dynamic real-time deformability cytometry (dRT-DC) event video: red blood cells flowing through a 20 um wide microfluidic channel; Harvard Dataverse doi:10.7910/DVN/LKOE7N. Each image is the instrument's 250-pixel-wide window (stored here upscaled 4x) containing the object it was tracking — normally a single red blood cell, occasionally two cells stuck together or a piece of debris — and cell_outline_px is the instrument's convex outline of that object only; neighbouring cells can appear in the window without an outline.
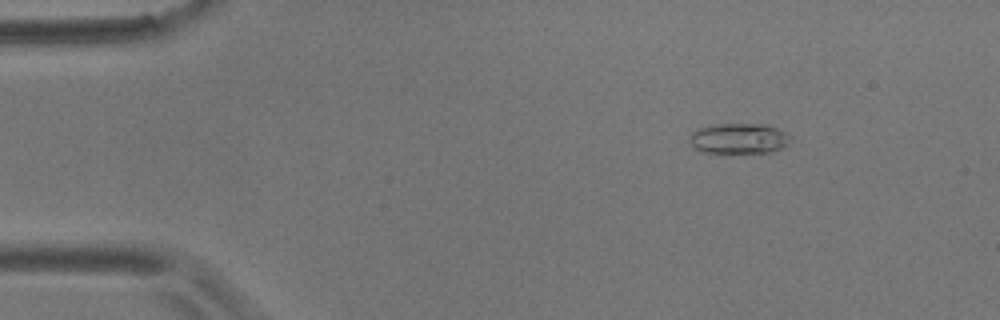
{"species": "common noctule bat (a hibernating species)", "species_latin": "Nyctalus noctula", "temperature_condition": "room temperature", "stored_images_in_passage": 10, "camera_frame_rate_fps": 3000, "um_per_image_px": 0.085, "animal": {"sex": "male", "body_mass_g": 17.9}, "frame": {"image": 1, "passage_image": 2, "time_ms": 1.0, "image_size_px": [1000, 320], "cell_outline_px": [[792, 140], [788, 144], [780, 148], [768, 152], [704, 152], [696, 148], [688, 140], [692, 132], [700, 128], [716, 124], [764, 124], [776, 128], [792, 136]], "centroid_in_image_um": [62.83, 11.76], "position_along_channel_um": 22.2, "area_um2": 17.63}}
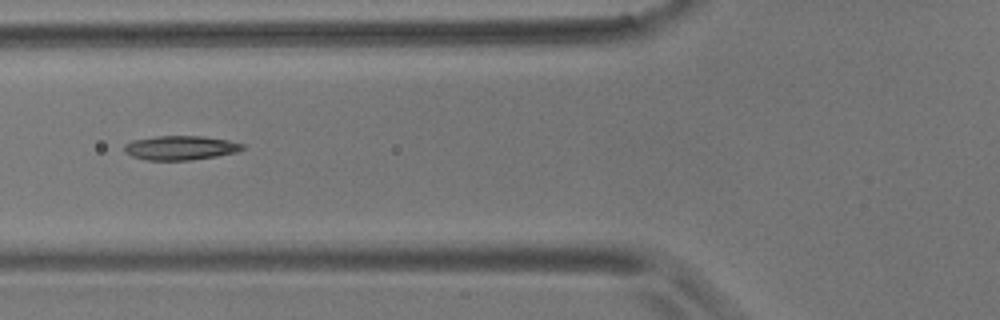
{"frame": {"image": 2, "passage_image": 6, "time_ms": 5.667, "image_size_px": [1000, 320], "cell_outline_px": [[244, 148], [236, 152], [216, 156], [192, 160], [148, 160], [132, 156], [124, 152], [124, 144], [132, 140], [156, 136], [200, 136], [228, 140], [244, 144]], "centroid_in_image_um": [15.31, 12.56], "position_along_channel_um": 110.5, "area_um2": 16.65}}
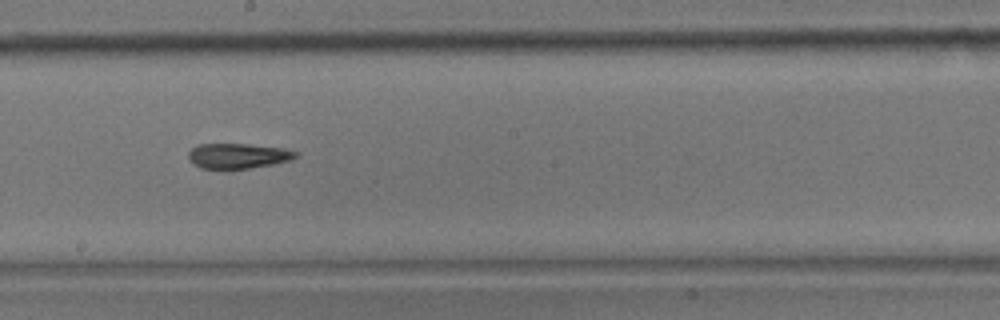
{"frame": {"image": 3, "passage_image": 9, "time_ms": 9.0, "image_size_px": [1000, 320], "cell_outline_px": [[300, 156], [292, 160], [272, 164], [228, 172], [224, 172], [200, 168], [192, 164], [188, 160], [188, 152], [192, 148], [200, 144], [248, 144], [280, 148], [300, 152]], "centroid_in_image_um": [20.19, 13.3], "position_along_channel_um": 228.0, "area_um2": 16.53}}